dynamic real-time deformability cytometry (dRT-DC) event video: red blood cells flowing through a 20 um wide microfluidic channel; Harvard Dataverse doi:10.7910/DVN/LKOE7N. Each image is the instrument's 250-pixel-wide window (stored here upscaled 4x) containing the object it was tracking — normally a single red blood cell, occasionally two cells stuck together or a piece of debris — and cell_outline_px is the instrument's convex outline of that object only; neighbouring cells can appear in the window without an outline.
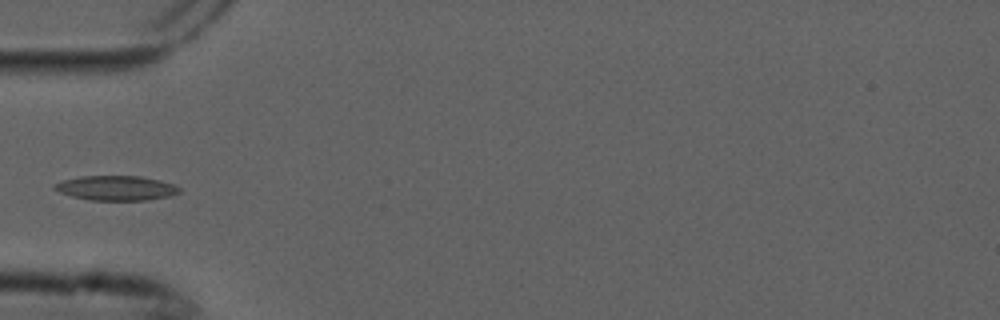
{"species": "common noctule bat (a hibernating species)", "species_latin": "Nyctalus noctula", "temperature_condition": "cold", "stored_images_in_passage": 5, "camera_frame_rate_fps": 3000, "um_per_image_px": 0.085, "animal": {"sex": "male", "forearm_length_mm": 52.5}, "frame": {"image": 1, "passage_image": 4, "time_ms": 1.0, "image_size_px": [1000, 320], "cell_outline_px": [[180, 192], [172, 196], [148, 200], [88, 200], [72, 196], [60, 192], [52, 188], [52, 184], [64, 180], [80, 176], [140, 176], [160, 180], [172, 184], [180, 188]], "centroid_in_image_um": [9.87, 15.98], "position_along_channel_um": 75.1, "area_um2": 18.03}}
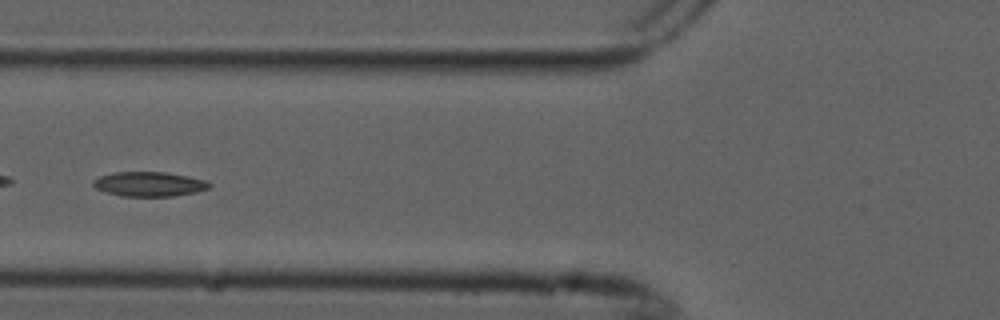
{"frame": {"image": 2, "passage_image": 5, "time_ms": 1.333, "image_size_px": [1000, 320], "cell_outline_px": [[212, 188], [196, 192], [172, 196], [120, 196], [104, 192], [96, 188], [92, 184], [92, 180], [100, 176], [112, 172], [164, 172], [188, 176], [204, 180], [212, 184]], "centroid_in_image_um": [12.67, 15.65], "position_along_channel_um": 113.1, "area_um2": 16.76}}